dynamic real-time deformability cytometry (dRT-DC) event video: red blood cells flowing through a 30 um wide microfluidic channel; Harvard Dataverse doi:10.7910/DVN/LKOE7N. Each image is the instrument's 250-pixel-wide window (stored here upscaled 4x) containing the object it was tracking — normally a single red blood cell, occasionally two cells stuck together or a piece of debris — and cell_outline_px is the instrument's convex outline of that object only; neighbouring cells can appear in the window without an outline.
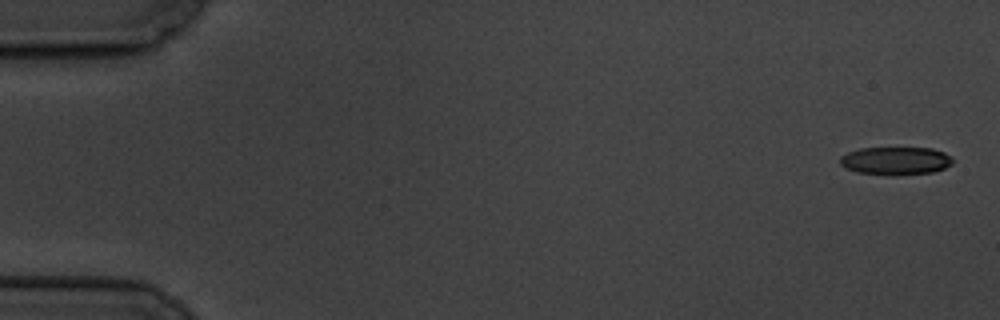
{"species": "common noctule bat (a hibernating species)", "species_latin": "Nyctalus noctula", "temperature_condition": "cold", "stored_images_in_passage": 6, "camera_frame_rate_fps": 3000, "um_per_image_px": 0.085, "animal": {"sex": "male", "body_mass_g": 19.5, "forearm_length_mm": 54.6}, "frame": {"image": 1, "passage_image": 1, "time_ms": 0.0, "image_size_px": [1000, 320], "cell_outline_px": [[952, 164], [944, 168], [932, 172], [892, 176], [888, 176], [856, 172], [840, 164], [840, 156], [848, 152], [860, 148], [932, 148], [944, 152], [952, 156]], "centroid_in_image_um": [76.13, 13.67], "position_along_channel_um": 8.9, "area_um2": 18.55}}
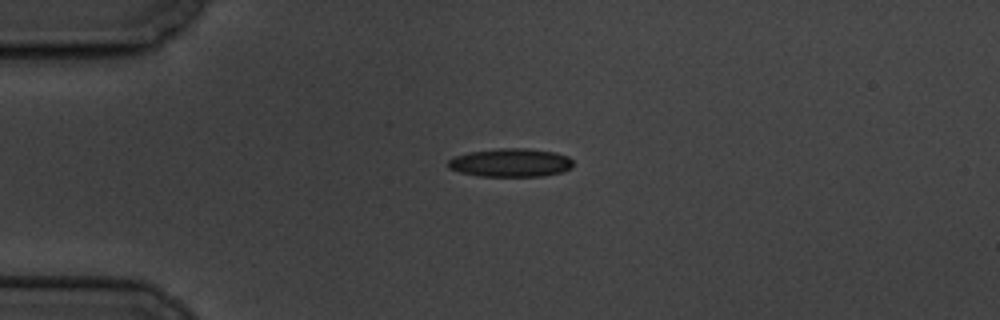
{"frame": {"image": 2, "passage_image": 5, "time_ms": 4.333, "image_size_px": [1000, 320], "cell_outline_px": [[572, 168], [560, 172], [540, 176], [480, 176], [460, 172], [448, 168], [448, 160], [452, 156], [468, 152], [500, 148], [528, 148], [556, 152], [568, 156], [572, 160]], "centroid_in_image_um": [43.38, 13.81], "position_along_channel_um": 41.6, "area_um2": 20.81}}